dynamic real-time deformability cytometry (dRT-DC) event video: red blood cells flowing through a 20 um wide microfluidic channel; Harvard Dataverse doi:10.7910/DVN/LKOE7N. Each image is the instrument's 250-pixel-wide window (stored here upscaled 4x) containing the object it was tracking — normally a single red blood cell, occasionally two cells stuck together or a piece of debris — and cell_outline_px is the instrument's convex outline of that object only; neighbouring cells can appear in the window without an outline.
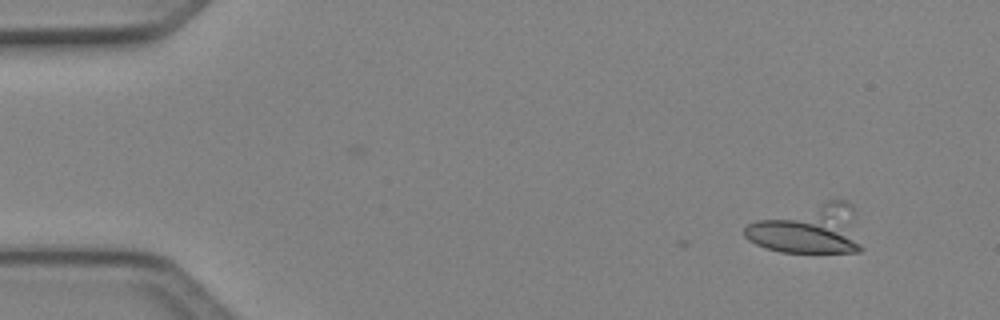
{"species": "Egyptian fruit bat (a non-hibernating species)", "species_latin": "Rousettus aegyptiacus", "temperature_condition": "cold", "stored_images_in_passage": 2, "camera_frame_rate_fps": 3000, "um_per_image_px": 0.085, "animal": {"sex": "female"}, "frame": {"image": 1, "passage_image": 2, "time_ms": 0.333, "image_size_px": [1000, 320], "cell_outline_px": [[864, 248], [860, 252], [780, 252], [764, 248], [748, 240], [744, 236], [744, 228], [748, 224], [756, 220], [828, 200], [844, 200], [852, 204]], "centroid_in_image_um": [68.79, 19.51], "position_along_channel_um": 16.2, "area_um2": 33.87}}